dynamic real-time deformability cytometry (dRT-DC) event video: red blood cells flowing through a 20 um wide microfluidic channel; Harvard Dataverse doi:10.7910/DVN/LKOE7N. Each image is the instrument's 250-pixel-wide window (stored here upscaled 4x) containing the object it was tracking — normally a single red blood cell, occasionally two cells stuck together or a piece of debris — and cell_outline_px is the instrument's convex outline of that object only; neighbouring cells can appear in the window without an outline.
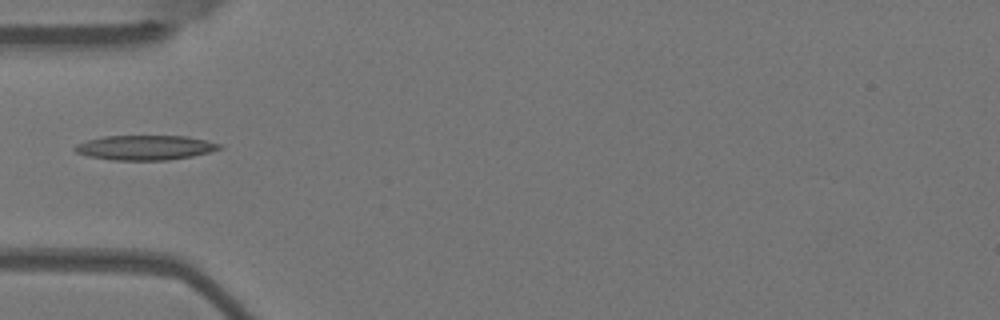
{"species": "Egyptian fruit bat (a non-hibernating species)", "species_latin": "Rousettus aegyptiacus", "temperature_condition": "warm", "stored_images_in_passage": 5, "camera_frame_rate_fps": 3000, "um_per_image_px": 0.085, "animal": {"sex": "female"}, "frame": {"image": 1, "passage_image": 5, "time_ms": 1.333, "image_size_px": [1000, 320], "cell_outline_px": [[224, 148], [192, 156], [168, 160], [112, 160], [88, 156], [76, 152], [72, 148], [76, 144], [88, 140], [104, 136], [188, 136], [220, 144]], "centroid_in_image_um": [12.32, 12.55], "position_along_channel_um": 72.7, "area_um2": 20.75}}